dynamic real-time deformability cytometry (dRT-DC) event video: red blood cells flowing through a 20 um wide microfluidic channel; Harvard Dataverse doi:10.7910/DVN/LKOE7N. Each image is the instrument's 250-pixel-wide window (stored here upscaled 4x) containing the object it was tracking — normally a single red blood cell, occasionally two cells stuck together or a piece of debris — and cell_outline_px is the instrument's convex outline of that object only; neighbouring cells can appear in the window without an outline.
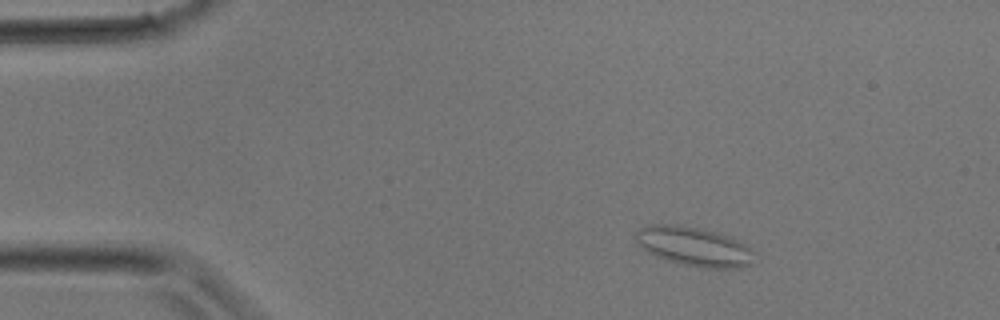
{"species": "common noctule bat (a hibernating species)", "species_latin": "Nyctalus noctula", "temperature_condition": "room temperature", "stored_images_in_passage": 30, "camera_frame_rate_fps": 3000, "um_per_image_px": 0.085, "animal": {"sex": "male", "body_mass_g": 17.9}, "frame": {"image": 1, "passage_image": 3, "time_ms": 0.667, "image_size_px": [1000, 320], "cell_outline_px": [[756, 252], [752, 264], [740, 268], [700, 268], [668, 260], [644, 248], [636, 240], [636, 232], [640, 228], [648, 224], [676, 224], [716, 232], [728, 236], [752, 248]], "centroid_in_image_um": [59.06, 20.95], "position_along_channel_um": 25.9, "area_um2": 26.76}}
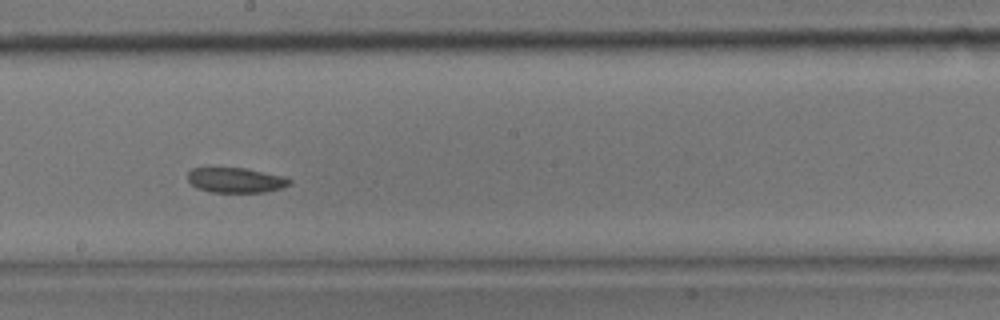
{"frame": {"image": 2, "passage_image": 16, "time_ms": 5.0, "image_size_px": [1000, 320], "cell_outline_px": [[292, 184], [280, 188], [264, 192], [212, 192], [196, 188], [188, 180], [188, 172], [192, 168], [248, 168], [284, 176], [292, 180]], "centroid_in_image_um": [20.06, 15.31], "position_along_channel_um": 228.1, "area_um2": 14.91}}
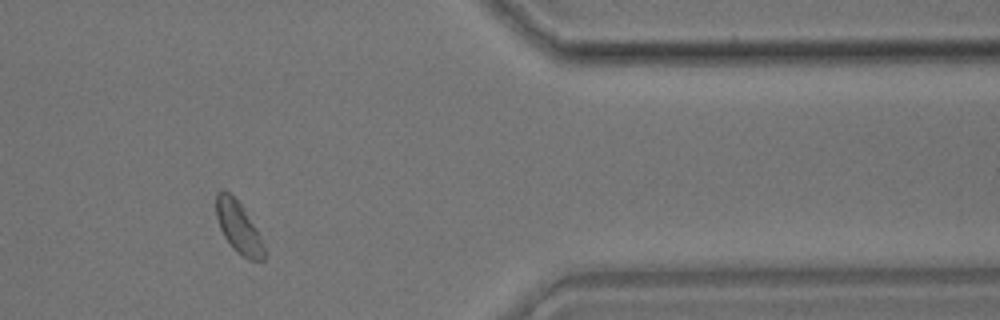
{"frame": {"image": 3, "passage_image": 25, "time_ms": 8.0, "image_size_px": [1000, 320], "cell_outline_px": [[264, 260], [248, 260], [236, 252], [232, 248], [224, 236], [220, 228], [216, 216], [216, 192], [220, 188], [224, 188], [244, 208], [256, 228], [260, 236], [264, 248]], "centroid_in_image_um": [20.24, 19.3], "position_along_channel_um": 391.2, "area_um2": 14.45}}